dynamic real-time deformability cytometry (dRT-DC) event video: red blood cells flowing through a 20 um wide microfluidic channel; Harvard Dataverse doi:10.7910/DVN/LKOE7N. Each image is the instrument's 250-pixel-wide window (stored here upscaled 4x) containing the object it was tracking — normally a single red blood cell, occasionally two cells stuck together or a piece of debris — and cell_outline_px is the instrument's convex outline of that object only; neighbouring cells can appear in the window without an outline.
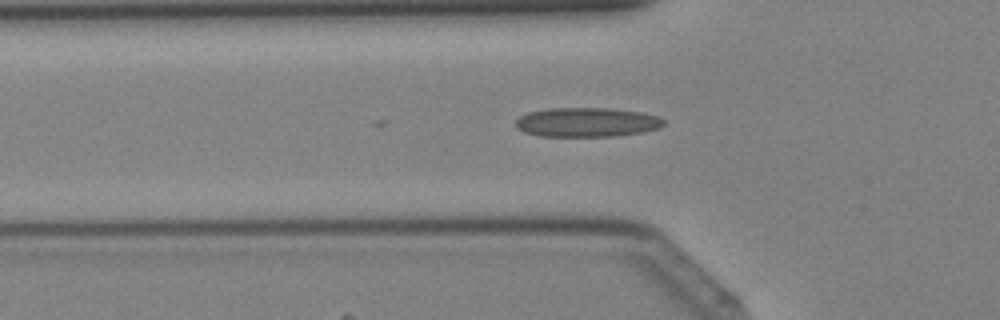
{"species": "Egyptian fruit bat (a non-hibernating species)", "species_latin": "Rousettus aegyptiacus", "temperature_condition": "cold", "stored_images_in_passage": 14, "camera_frame_rate_fps": 3000, "um_per_image_px": 0.085, "animal": {"sex": "female"}, "frame": {"image": 1, "passage_image": 10, "time_ms": 3.0, "image_size_px": [1000, 320], "cell_outline_px": [[664, 124], [660, 128], [644, 132], [612, 136], [540, 136], [524, 132], [516, 128], [516, 120], [520, 116], [528, 112], [548, 108], [608, 108], [644, 112], [660, 116], [664, 120]], "centroid_in_image_um": [49.91, 10.38], "position_along_channel_um": 75.9, "area_um2": 25.49}}
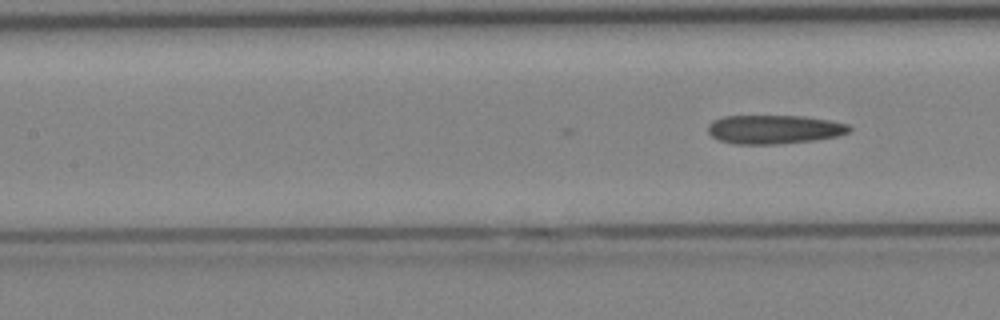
{"frame": {"image": 2, "passage_image": 14, "time_ms": 4.333, "image_size_px": [1000, 320], "cell_outline_px": [[852, 128], [848, 132], [836, 136], [812, 140], [776, 144], [736, 144], [720, 140], [712, 136], [708, 132], [708, 124], [712, 120], [724, 116], [804, 116], [828, 120], [848, 124]], "centroid_in_image_um": [65.77, 10.99], "position_along_channel_um": 141.6, "area_um2": 23.58}}